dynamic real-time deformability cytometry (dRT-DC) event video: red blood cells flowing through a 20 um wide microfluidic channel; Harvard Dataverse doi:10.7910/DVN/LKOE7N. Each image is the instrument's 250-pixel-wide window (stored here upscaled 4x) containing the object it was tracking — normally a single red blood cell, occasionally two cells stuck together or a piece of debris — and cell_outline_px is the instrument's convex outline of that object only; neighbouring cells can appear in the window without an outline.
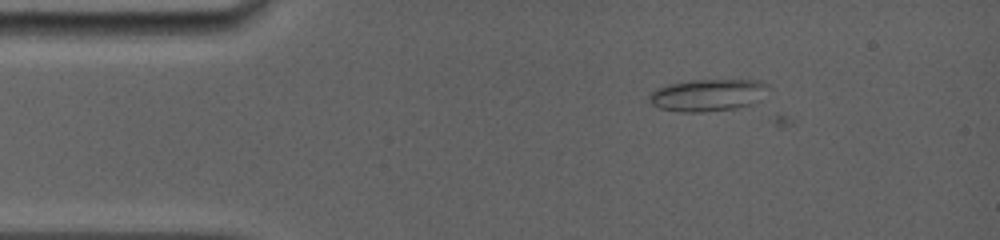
{"species": "common noctule bat (a hibernating species)", "species_latin": "Nyctalus noctula", "temperature_condition": "room temperature", "stored_images_in_passage": 3, "camera_frame_rate_fps": 5000, "um_per_image_px": 0.085, "animal": {"sex": "female", "body_mass_g": 19.0, "forearm_length_mm": 56.7}, "frame": {"image": 1, "passage_image": 2, "time_ms": 0.4, "image_size_px": [1000, 240], "cell_outline_px": [[768, 84], [748, 104], [736, 108], [704, 112], [680, 112], [660, 108], [652, 104], [648, 100], [652, 92], [656, 88], [668, 84], [688, 80], [760, 80]], "centroid_in_image_um": [60.01, 8.07], "position_along_channel_um": 25.0, "area_um2": 21.56}}